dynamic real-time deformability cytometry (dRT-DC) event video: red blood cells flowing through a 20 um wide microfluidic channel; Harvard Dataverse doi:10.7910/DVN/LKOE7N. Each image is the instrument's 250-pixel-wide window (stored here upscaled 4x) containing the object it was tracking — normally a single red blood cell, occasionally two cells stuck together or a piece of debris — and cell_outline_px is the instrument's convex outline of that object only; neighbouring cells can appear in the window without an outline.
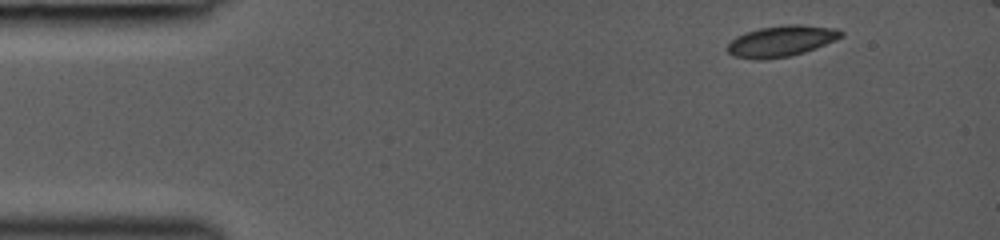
{"species": "common noctule bat (a hibernating species)", "species_latin": "Nyctalus noctula", "temperature_condition": "room temperature", "stored_images_in_passage": 7, "camera_frame_rate_fps": 3000, "um_per_image_px": 0.085, "animal": {"sex": "female", "body_mass_g": 19.0, "forearm_length_mm": 53.3}, "frame": {"image": 1, "passage_image": 1, "time_ms": 0.0, "image_size_px": [1000, 240], "cell_outline_px": [[844, 36], [836, 40], [816, 48], [804, 52], [788, 56], [764, 60], [756, 60], [732, 56], [728, 52], [728, 44], [736, 36], [744, 32], [760, 28], [784, 24], [800, 24], [836, 28], [844, 32]], "centroid_in_image_um": [66.42, 3.48], "position_along_channel_um": 18.6, "area_um2": 20.75}}
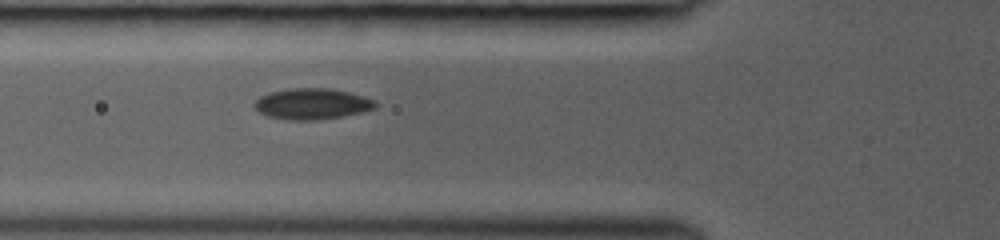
{"frame": {"image": 2, "passage_image": 7, "time_ms": 4.0, "image_size_px": [1000, 240], "cell_outline_px": [[376, 108], [360, 112], [320, 120], [288, 120], [268, 116], [260, 112], [252, 104], [260, 96], [272, 92], [288, 88], [328, 88], [348, 92], [364, 96], [376, 100]], "centroid_in_image_um": [26.52, 8.82], "position_along_channel_um": 99.3, "area_um2": 21.73}}